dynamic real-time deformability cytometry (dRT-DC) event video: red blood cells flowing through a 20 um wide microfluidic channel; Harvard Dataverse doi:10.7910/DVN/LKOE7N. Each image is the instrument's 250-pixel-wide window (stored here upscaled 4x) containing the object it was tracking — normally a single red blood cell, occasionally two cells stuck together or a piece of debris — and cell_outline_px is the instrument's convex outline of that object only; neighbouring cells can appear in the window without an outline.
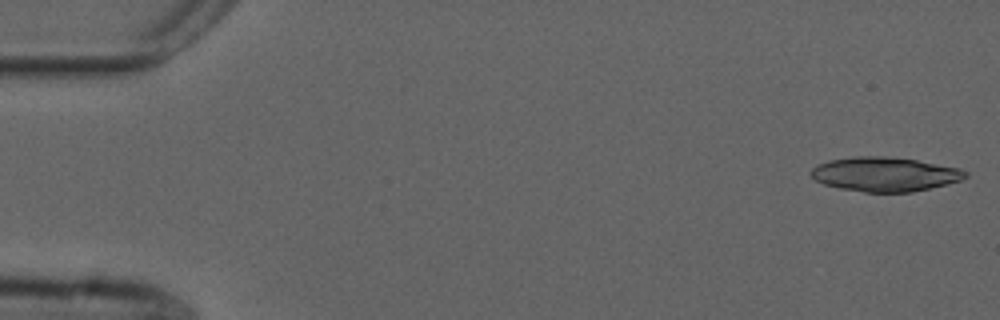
{"species": "common noctule bat (a hibernating species)", "species_latin": "Nyctalus noctula", "temperature_condition": "cold", "stored_images_in_passage": 14, "camera_frame_rate_fps": 3000, "um_per_image_px": 0.085, "animal": {"sex": "male", "forearm_length_mm": 52.5}, "frame": {"image": 1, "passage_image": 1, "time_ms": 0.0, "image_size_px": [1000, 320], "cell_outline_px": [[968, 176], [960, 180], [948, 184], [912, 192], [864, 192], [840, 188], [824, 184], [816, 180], [808, 172], [816, 164], [828, 160], [852, 156], [884, 156], [916, 160], [960, 168], [968, 172]], "centroid_in_image_um": [75.19, 14.8], "position_along_channel_um": 9.8, "area_um2": 30.98}}